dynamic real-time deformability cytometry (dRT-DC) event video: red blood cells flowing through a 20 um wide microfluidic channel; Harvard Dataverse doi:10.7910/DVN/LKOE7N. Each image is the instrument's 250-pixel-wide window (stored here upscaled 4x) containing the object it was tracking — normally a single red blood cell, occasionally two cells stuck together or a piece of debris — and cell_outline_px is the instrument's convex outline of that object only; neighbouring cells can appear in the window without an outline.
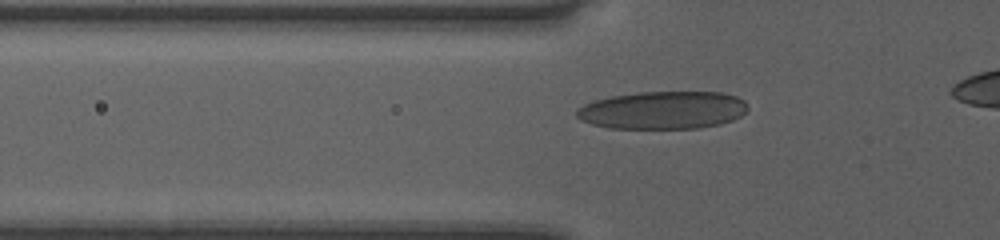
{"species": "human", "species_latin": "Homo sapiens", "temperature_condition": "room temperature", "stored_images_in_passage": 37, "camera_frame_rate_fps": 3000, "um_per_image_px": 0.085, "donor": {"sex": "female"}, "frame": {"image": 1, "passage_image": 9, "time_ms": 2.667, "image_size_px": [1000, 240], "cell_outline_px": [[748, 108], [740, 116], [732, 120], [720, 124], [696, 128], [608, 128], [592, 124], [580, 120], [576, 116], [576, 108], [592, 100], [612, 96], [636, 92], [724, 92], [736, 96], [744, 100], [748, 104]], "centroid_in_image_um": [56.32, 9.35], "position_along_channel_um": 69.5, "area_um2": 37.92}}
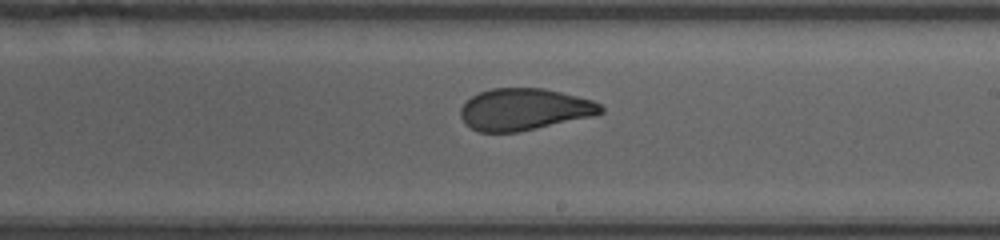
{"frame": {"image": 2, "passage_image": 22, "time_ms": 7.0, "image_size_px": [1000, 240], "cell_outline_px": [[604, 112], [596, 116], [516, 132], [480, 132], [464, 124], [460, 116], [460, 108], [472, 96], [480, 92], [492, 88], [544, 88], [592, 100], [600, 104], [604, 108]], "centroid_in_image_um": [44.57, 9.3], "position_along_channel_um": 244.4, "area_um2": 34.16}}
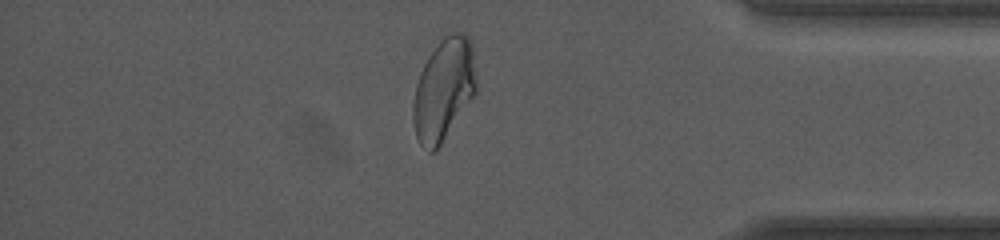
{"frame": {"image": 3, "passage_image": 35, "time_ms": 11.333, "image_size_px": [1000, 240], "cell_outline_px": [[476, 92], [436, 152], [428, 152], [420, 144], [416, 136], [412, 120], [412, 104], [416, 84], [420, 72], [428, 56], [440, 40], [444, 36], [452, 32], [460, 32], [468, 36], [472, 44], [476, 80]], "centroid_in_image_um": [37.69, 7.63], "position_along_channel_um": 397.5, "area_um2": 37.69}}